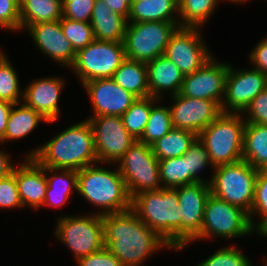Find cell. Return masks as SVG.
Wrapping results in <instances>:
<instances>
[{"label":"cell","instance_id":"34","mask_svg":"<svg viewBox=\"0 0 267 266\" xmlns=\"http://www.w3.org/2000/svg\"><path fill=\"white\" fill-rule=\"evenodd\" d=\"M159 174L162 188H176L188 185V165L184 156L159 160Z\"/></svg>","mask_w":267,"mask_h":266},{"label":"cell","instance_id":"42","mask_svg":"<svg viewBox=\"0 0 267 266\" xmlns=\"http://www.w3.org/2000/svg\"><path fill=\"white\" fill-rule=\"evenodd\" d=\"M246 123L267 125V88L261 91L245 109Z\"/></svg>","mask_w":267,"mask_h":266},{"label":"cell","instance_id":"38","mask_svg":"<svg viewBox=\"0 0 267 266\" xmlns=\"http://www.w3.org/2000/svg\"><path fill=\"white\" fill-rule=\"evenodd\" d=\"M256 214L260 216V221L257 223L253 219V215L256 216ZM249 219L254 230L267 219V171H258Z\"/></svg>","mask_w":267,"mask_h":266},{"label":"cell","instance_id":"9","mask_svg":"<svg viewBox=\"0 0 267 266\" xmlns=\"http://www.w3.org/2000/svg\"><path fill=\"white\" fill-rule=\"evenodd\" d=\"M90 215L61 216L56 223L57 240L73 252L76 261L105 247L102 215Z\"/></svg>","mask_w":267,"mask_h":266},{"label":"cell","instance_id":"44","mask_svg":"<svg viewBox=\"0 0 267 266\" xmlns=\"http://www.w3.org/2000/svg\"><path fill=\"white\" fill-rule=\"evenodd\" d=\"M78 266H122L120 260L106 247L77 260Z\"/></svg>","mask_w":267,"mask_h":266},{"label":"cell","instance_id":"18","mask_svg":"<svg viewBox=\"0 0 267 266\" xmlns=\"http://www.w3.org/2000/svg\"><path fill=\"white\" fill-rule=\"evenodd\" d=\"M82 85L93 107L91 116H121L137 99L131 92L116 84L112 78L95 79Z\"/></svg>","mask_w":267,"mask_h":266},{"label":"cell","instance_id":"29","mask_svg":"<svg viewBox=\"0 0 267 266\" xmlns=\"http://www.w3.org/2000/svg\"><path fill=\"white\" fill-rule=\"evenodd\" d=\"M197 138V134L184 129H171L165 136L151 144L158 160L181 157Z\"/></svg>","mask_w":267,"mask_h":266},{"label":"cell","instance_id":"23","mask_svg":"<svg viewBox=\"0 0 267 266\" xmlns=\"http://www.w3.org/2000/svg\"><path fill=\"white\" fill-rule=\"evenodd\" d=\"M90 24L99 41L124 42L127 20L113 12L103 0H96Z\"/></svg>","mask_w":267,"mask_h":266},{"label":"cell","instance_id":"39","mask_svg":"<svg viewBox=\"0 0 267 266\" xmlns=\"http://www.w3.org/2000/svg\"><path fill=\"white\" fill-rule=\"evenodd\" d=\"M51 173V175H47ZM45 176L47 179V189L66 190V194H72L77 191L78 173L73 169H52L45 168Z\"/></svg>","mask_w":267,"mask_h":266},{"label":"cell","instance_id":"8","mask_svg":"<svg viewBox=\"0 0 267 266\" xmlns=\"http://www.w3.org/2000/svg\"><path fill=\"white\" fill-rule=\"evenodd\" d=\"M253 232L246 211L210 194L205 203L201 232L192 242L213 236L232 239Z\"/></svg>","mask_w":267,"mask_h":266},{"label":"cell","instance_id":"35","mask_svg":"<svg viewBox=\"0 0 267 266\" xmlns=\"http://www.w3.org/2000/svg\"><path fill=\"white\" fill-rule=\"evenodd\" d=\"M187 159L188 165V185L196 182H206L200 176V171L210 164L212 170L215 168L210 160L209 152L203 143L198 139L190 145L187 152L183 155Z\"/></svg>","mask_w":267,"mask_h":266},{"label":"cell","instance_id":"15","mask_svg":"<svg viewBox=\"0 0 267 266\" xmlns=\"http://www.w3.org/2000/svg\"><path fill=\"white\" fill-rule=\"evenodd\" d=\"M178 195L181 217V250L200 234L204 208L210 193L207 182H196L173 188Z\"/></svg>","mask_w":267,"mask_h":266},{"label":"cell","instance_id":"41","mask_svg":"<svg viewBox=\"0 0 267 266\" xmlns=\"http://www.w3.org/2000/svg\"><path fill=\"white\" fill-rule=\"evenodd\" d=\"M23 208L15 175L0 179V208Z\"/></svg>","mask_w":267,"mask_h":266},{"label":"cell","instance_id":"24","mask_svg":"<svg viewBox=\"0 0 267 266\" xmlns=\"http://www.w3.org/2000/svg\"><path fill=\"white\" fill-rule=\"evenodd\" d=\"M178 5V0L131 1L127 22H174L179 26Z\"/></svg>","mask_w":267,"mask_h":266},{"label":"cell","instance_id":"49","mask_svg":"<svg viewBox=\"0 0 267 266\" xmlns=\"http://www.w3.org/2000/svg\"><path fill=\"white\" fill-rule=\"evenodd\" d=\"M10 158L8 153L0 149V179L8 177L13 172L14 167L17 166L11 162Z\"/></svg>","mask_w":267,"mask_h":266},{"label":"cell","instance_id":"7","mask_svg":"<svg viewBox=\"0 0 267 266\" xmlns=\"http://www.w3.org/2000/svg\"><path fill=\"white\" fill-rule=\"evenodd\" d=\"M178 27L174 22H127L123 42L126 58L147 63L164 55Z\"/></svg>","mask_w":267,"mask_h":266},{"label":"cell","instance_id":"5","mask_svg":"<svg viewBox=\"0 0 267 266\" xmlns=\"http://www.w3.org/2000/svg\"><path fill=\"white\" fill-rule=\"evenodd\" d=\"M245 124L242 114L221 113L197 135L214 167L242 160Z\"/></svg>","mask_w":267,"mask_h":266},{"label":"cell","instance_id":"36","mask_svg":"<svg viewBox=\"0 0 267 266\" xmlns=\"http://www.w3.org/2000/svg\"><path fill=\"white\" fill-rule=\"evenodd\" d=\"M60 24L64 36L71 43L75 52L83 49L95 40L90 22H80L62 17Z\"/></svg>","mask_w":267,"mask_h":266},{"label":"cell","instance_id":"1","mask_svg":"<svg viewBox=\"0 0 267 266\" xmlns=\"http://www.w3.org/2000/svg\"><path fill=\"white\" fill-rule=\"evenodd\" d=\"M104 245L122 266H140L159 249L172 247L130 209L102 216Z\"/></svg>","mask_w":267,"mask_h":266},{"label":"cell","instance_id":"33","mask_svg":"<svg viewBox=\"0 0 267 266\" xmlns=\"http://www.w3.org/2000/svg\"><path fill=\"white\" fill-rule=\"evenodd\" d=\"M7 57L5 53L0 56V101L19 104L23 101V90L20 89L16 69Z\"/></svg>","mask_w":267,"mask_h":266},{"label":"cell","instance_id":"31","mask_svg":"<svg viewBox=\"0 0 267 266\" xmlns=\"http://www.w3.org/2000/svg\"><path fill=\"white\" fill-rule=\"evenodd\" d=\"M160 99L152 96L137 98L130 108L121 115L122 122L127 131L137 141L143 134L145 126L149 120V114L154 103Z\"/></svg>","mask_w":267,"mask_h":266},{"label":"cell","instance_id":"17","mask_svg":"<svg viewBox=\"0 0 267 266\" xmlns=\"http://www.w3.org/2000/svg\"><path fill=\"white\" fill-rule=\"evenodd\" d=\"M173 100L169 109L173 128L184 129L199 134L221 113V107L208 99H195L180 93L171 96Z\"/></svg>","mask_w":267,"mask_h":266},{"label":"cell","instance_id":"25","mask_svg":"<svg viewBox=\"0 0 267 266\" xmlns=\"http://www.w3.org/2000/svg\"><path fill=\"white\" fill-rule=\"evenodd\" d=\"M242 160L258 171H267V125L245 124Z\"/></svg>","mask_w":267,"mask_h":266},{"label":"cell","instance_id":"6","mask_svg":"<svg viewBox=\"0 0 267 266\" xmlns=\"http://www.w3.org/2000/svg\"><path fill=\"white\" fill-rule=\"evenodd\" d=\"M213 171L211 179L206 180L210 186V193L250 214L258 170L241 160L217 166Z\"/></svg>","mask_w":267,"mask_h":266},{"label":"cell","instance_id":"16","mask_svg":"<svg viewBox=\"0 0 267 266\" xmlns=\"http://www.w3.org/2000/svg\"><path fill=\"white\" fill-rule=\"evenodd\" d=\"M228 69L229 63H219L212 57L200 69L185 75L180 94L190 98L215 101L221 107Z\"/></svg>","mask_w":267,"mask_h":266},{"label":"cell","instance_id":"50","mask_svg":"<svg viewBox=\"0 0 267 266\" xmlns=\"http://www.w3.org/2000/svg\"><path fill=\"white\" fill-rule=\"evenodd\" d=\"M267 238V219H265L255 230L254 233Z\"/></svg>","mask_w":267,"mask_h":266},{"label":"cell","instance_id":"43","mask_svg":"<svg viewBox=\"0 0 267 266\" xmlns=\"http://www.w3.org/2000/svg\"><path fill=\"white\" fill-rule=\"evenodd\" d=\"M0 27L20 31V0H0Z\"/></svg>","mask_w":267,"mask_h":266},{"label":"cell","instance_id":"32","mask_svg":"<svg viewBox=\"0 0 267 266\" xmlns=\"http://www.w3.org/2000/svg\"><path fill=\"white\" fill-rule=\"evenodd\" d=\"M152 105L149 120L145 126L142 136L137 140L141 143L151 145L156 140L165 136L173 129L171 112L167 106Z\"/></svg>","mask_w":267,"mask_h":266},{"label":"cell","instance_id":"19","mask_svg":"<svg viewBox=\"0 0 267 266\" xmlns=\"http://www.w3.org/2000/svg\"><path fill=\"white\" fill-rule=\"evenodd\" d=\"M27 30L40 52L42 51L51 60L67 68L73 65L76 52L64 36L60 20L35 23L28 26Z\"/></svg>","mask_w":267,"mask_h":266},{"label":"cell","instance_id":"30","mask_svg":"<svg viewBox=\"0 0 267 266\" xmlns=\"http://www.w3.org/2000/svg\"><path fill=\"white\" fill-rule=\"evenodd\" d=\"M179 27L200 28L221 0H178ZM183 20V21H182Z\"/></svg>","mask_w":267,"mask_h":266},{"label":"cell","instance_id":"4","mask_svg":"<svg viewBox=\"0 0 267 266\" xmlns=\"http://www.w3.org/2000/svg\"><path fill=\"white\" fill-rule=\"evenodd\" d=\"M78 170L77 192L95 207L99 215L120 213L131 209V196L119 169L109 170L100 165Z\"/></svg>","mask_w":267,"mask_h":266},{"label":"cell","instance_id":"27","mask_svg":"<svg viewBox=\"0 0 267 266\" xmlns=\"http://www.w3.org/2000/svg\"><path fill=\"white\" fill-rule=\"evenodd\" d=\"M19 105V107H17ZM48 122L40 113L24 103L13 104L1 143L18 140L34 131L41 121Z\"/></svg>","mask_w":267,"mask_h":266},{"label":"cell","instance_id":"13","mask_svg":"<svg viewBox=\"0 0 267 266\" xmlns=\"http://www.w3.org/2000/svg\"><path fill=\"white\" fill-rule=\"evenodd\" d=\"M199 29L178 27L171 35L164 53L184 76L197 71L214 56L208 50Z\"/></svg>","mask_w":267,"mask_h":266},{"label":"cell","instance_id":"12","mask_svg":"<svg viewBox=\"0 0 267 266\" xmlns=\"http://www.w3.org/2000/svg\"><path fill=\"white\" fill-rule=\"evenodd\" d=\"M98 164H117L136 142L124 127L121 116H90Z\"/></svg>","mask_w":267,"mask_h":266},{"label":"cell","instance_id":"28","mask_svg":"<svg viewBox=\"0 0 267 266\" xmlns=\"http://www.w3.org/2000/svg\"><path fill=\"white\" fill-rule=\"evenodd\" d=\"M63 15V0H20V30L28 26L58 21Z\"/></svg>","mask_w":267,"mask_h":266},{"label":"cell","instance_id":"21","mask_svg":"<svg viewBox=\"0 0 267 266\" xmlns=\"http://www.w3.org/2000/svg\"><path fill=\"white\" fill-rule=\"evenodd\" d=\"M13 169L20 200L23 207L38 210L43 206L47 189L45 167L40 166L33 158H25Z\"/></svg>","mask_w":267,"mask_h":266},{"label":"cell","instance_id":"46","mask_svg":"<svg viewBox=\"0 0 267 266\" xmlns=\"http://www.w3.org/2000/svg\"><path fill=\"white\" fill-rule=\"evenodd\" d=\"M71 194H66V190L46 189L43 206L61 207L66 203Z\"/></svg>","mask_w":267,"mask_h":266},{"label":"cell","instance_id":"3","mask_svg":"<svg viewBox=\"0 0 267 266\" xmlns=\"http://www.w3.org/2000/svg\"><path fill=\"white\" fill-rule=\"evenodd\" d=\"M179 207L177 192L170 188L136 194L131 200V210L137 217L175 251L181 250Z\"/></svg>","mask_w":267,"mask_h":266},{"label":"cell","instance_id":"20","mask_svg":"<svg viewBox=\"0 0 267 266\" xmlns=\"http://www.w3.org/2000/svg\"><path fill=\"white\" fill-rule=\"evenodd\" d=\"M64 79L47 77L33 80L23 90V103L40 113L48 123L56 122L59 118V98L64 88Z\"/></svg>","mask_w":267,"mask_h":266},{"label":"cell","instance_id":"47","mask_svg":"<svg viewBox=\"0 0 267 266\" xmlns=\"http://www.w3.org/2000/svg\"><path fill=\"white\" fill-rule=\"evenodd\" d=\"M115 13L123 16L128 21L131 8V0H103Z\"/></svg>","mask_w":267,"mask_h":266},{"label":"cell","instance_id":"22","mask_svg":"<svg viewBox=\"0 0 267 266\" xmlns=\"http://www.w3.org/2000/svg\"><path fill=\"white\" fill-rule=\"evenodd\" d=\"M150 96L160 99L169 90L171 96L179 94L184 74L164 55L146 63Z\"/></svg>","mask_w":267,"mask_h":266},{"label":"cell","instance_id":"26","mask_svg":"<svg viewBox=\"0 0 267 266\" xmlns=\"http://www.w3.org/2000/svg\"><path fill=\"white\" fill-rule=\"evenodd\" d=\"M111 78L137 98L150 96L147 68L144 62L126 58Z\"/></svg>","mask_w":267,"mask_h":266},{"label":"cell","instance_id":"14","mask_svg":"<svg viewBox=\"0 0 267 266\" xmlns=\"http://www.w3.org/2000/svg\"><path fill=\"white\" fill-rule=\"evenodd\" d=\"M229 63L222 113L242 114L250 102L267 88V75L258 69L237 70Z\"/></svg>","mask_w":267,"mask_h":266},{"label":"cell","instance_id":"48","mask_svg":"<svg viewBox=\"0 0 267 266\" xmlns=\"http://www.w3.org/2000/svg\"><path fill=\"white\" fill-rule=\"evenodd\" d=\"M13 104L7 101H0V140L4 137L9 114Z\"/></svg>","mask_w":267,"mask_h":266},{"label":"cell","instance_id":"37","mask_svg":"<svg viewBox=\"0 0 267 266\" xmlns=\"http://www.w3.org/2000/svg\"><path fill=\"white\" fill-rule=\"evenodd\" d=\"M235 246H226L196 266H253L244 252Z\"/></svg>","mask_w":267,"mask_h":266},{"label":"cell","instance_id":"51","mask_svg":"<svg viewBox=\"0 0 267 266\" xmlns=\"http://www.w3.org/2000/svg\"><path fill=\"white\" fill-rule=\"evenodd\" d=\"M228 1V0H227ZM230 2H233V3H243V2H247L249 0H229Z\"/></svg>","mask_w":267,"mask_h":266},{"label":"cell","instance_id":"2","mask_svg":"<svg viewBox=\"0 0 267 266\" xmlns=\"http://www.w3.org/2000/svg\"><path fill=\"white\" fill-rule=\"evenodd\" d=\"M24 158H33L40 166L52 169L78 171L98 164L92 127L87 119L75 123Z\"/></svg>","mask_w":267,"mask_h":266},{"label":"cell","instance_id":"40","mask_svg":"<svg viewBox=\"0 0 267 266\" xmlns=\"http://www.w3.org/2000/svg\"><path fill=\"white\" fill-rule=\"evenodd\" d=\"M96 0H63L62 17L80 22H90Z\"/></svg>","mask_w":267,"mask_h":266},{"label":"cell","instance_id":"11","mask_svg":"<svg viewBox=\"0 0 267 266\" xmlns=\"http://www.w3.org/2000/svg\"><path fill=\"white\" fill-rule=\"evenodd\" d=\"M125 59L124 43L95 39L76 52L70 68L84 84L95 79L111 78Z\"/></svg>","mask_w":267,"mask_h":266},{"label":"cell","instance_id":"45","mask_svg":"<svg viewBox=\"0 0 267 266\" xmlns=\"http://www.w3.org/2000/svg\"><path fill=\"white\" fill-rule=\"evenodd\" d=\"M249 60L255 69L267 75V37L256 44L255 49L250 52Z\"/></svg>","mask_w":267,"mask_h":266},{"label":"cell","instance_id":"10","mask_svg":"<svg viewBox=\"0 0 267 266\" xmlns=\"http://www.w3.org/2000/svg\"><path fill=\"white\" fill-rule=\"evenodd\" d=\"M117 167L131 198L146 191L163 189L159 160L152 152L151 145L136 141L119 160Z\"/></svg>","mask_w":267,"mask_h":266}]
</instances>
